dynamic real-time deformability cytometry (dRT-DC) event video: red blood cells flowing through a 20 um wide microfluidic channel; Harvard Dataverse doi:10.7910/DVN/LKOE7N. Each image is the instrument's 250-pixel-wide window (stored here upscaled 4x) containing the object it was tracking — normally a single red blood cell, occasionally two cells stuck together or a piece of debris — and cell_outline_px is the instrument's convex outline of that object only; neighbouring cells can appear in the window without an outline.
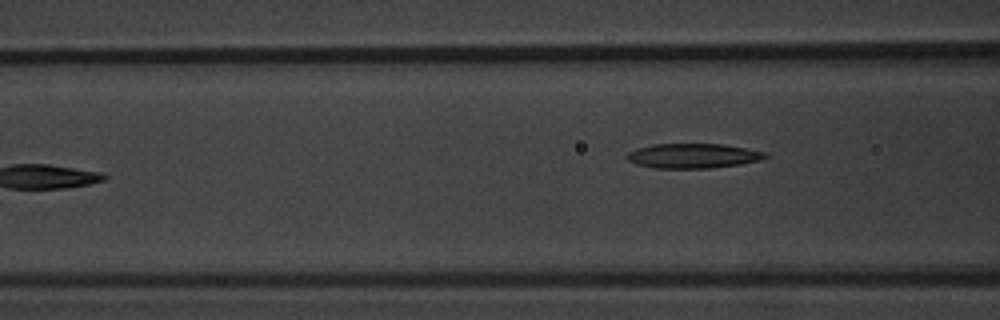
{"species": "common noctule bat (a hibernating species)", "species_latin": "Nyctalus noctula", "temperature_condition": "warm", "stored_images_in_passage": 4, "camera_frame_rate_fps": 3000, "um_per_image_px": 0.085, "animal": {"sex": "male", "body_mass_g": 20.1, "forearm_length_mm": 53.5}, "frame": {"image": 1, "passage_image": 4, "time_ms": 3.333, "image_size_px": [1000, 320], "cell_outline_px": [[768, 156], [760, 160], [740, 164], [708, 168], [656, 168], [636, 164], [628, 160], [624, 156], [628, 152], [652, 144], [724, 144], [768, 152]], "centroid_in_image_um": [58.92, 13.24], "position_along_channel_um": 107.7, "area_um2": 19.88}}